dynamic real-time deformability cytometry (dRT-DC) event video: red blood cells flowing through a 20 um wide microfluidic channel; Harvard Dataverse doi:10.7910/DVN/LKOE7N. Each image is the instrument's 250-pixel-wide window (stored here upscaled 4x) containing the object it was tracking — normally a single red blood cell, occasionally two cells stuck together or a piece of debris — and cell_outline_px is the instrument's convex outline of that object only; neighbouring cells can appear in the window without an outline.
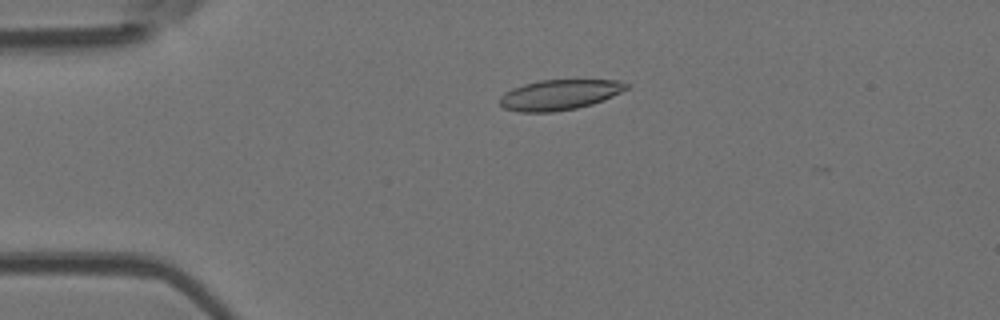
{"species": "Egyptian fruit bat (a non-hibernating species)", "species_latin": "Rousettus aegyptiacus", "temperature_condition": "room temperature", "stored_images_in_passage": 52, "camera_frame_rate_fps": 3000, "um_per_image_px": 0.085, "animal": {"sex": "female"}, "frame": {"image": 1, "passage_image": 12, "time_ms": 3.667, "image_size_px": [1000, 320], "cell_outline_px": [[628, 88], [612, 96], [592, 104], [576, 108], [552, 112], [520, 112], [504, 108], [500, 104], [500, 96], [504, 92], [512, 88], [524, 84], [540, 80], [616, 80], [628, 84]], "centroid_in_image_um": [47.51, 8.05], "position_along_channel_um": 37.5, "area_um2": 22.2}}
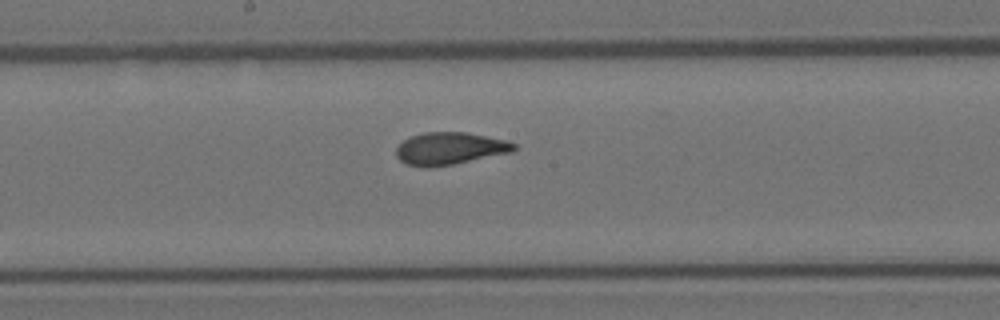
{"frame": {"image": 2, "passage_image": 28, "time_ms": 9.0, "image_size_px": [1000, 320], "cell_outline_px": [[516, 148], [512, 152], [452, 164], [408, 164], [400, 160], [396, 156], [396, 148], [404, 140], [412, 136], [424, 132], [468, 132], [508, 140], [516, 144]], "centroid_in_image_um": [38.3, 12.57], "position_along_channel_um": 209.9, "area_um2": 21.5}}
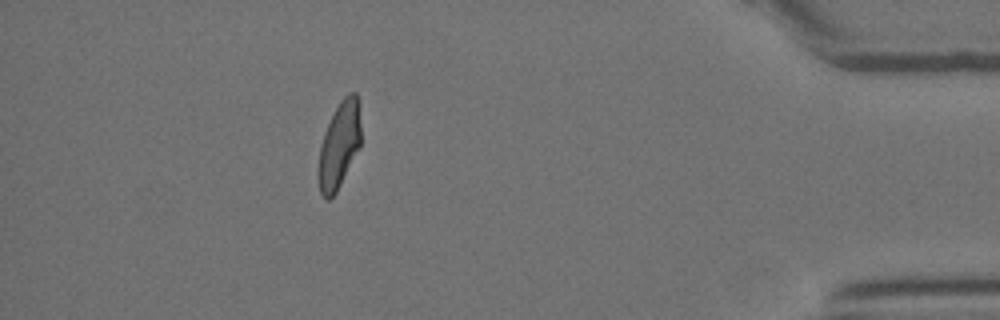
{"frame": {"image": 3, "passage_image": 47, "time_ms": 15.333, "image_size_px": [1000, 320], "cell_outline_px": [[360, 148], [336, 192], [328, 200], [324, 200], [320, 192], [316, 172], [316, 168], [320, 144], [324, 132], [340, 100], [348, 92], [356, 92], [360, 104]], "centroid_in_image_um": [28.81, 12.35], "position_along_channel_um": 406.4, "area_um2": 21.91}, "authors_computed_cell_mechanics": {"area_um2": 22.2241, "velocity_mm_per_s": 3.8844, "shape_relaxation_time_tau1_ms": null, "shape_relaxation_time_tau2_ms": 0.8306, "deformation_change_tau1": null, "deformation_change_tau2": 0.061}}